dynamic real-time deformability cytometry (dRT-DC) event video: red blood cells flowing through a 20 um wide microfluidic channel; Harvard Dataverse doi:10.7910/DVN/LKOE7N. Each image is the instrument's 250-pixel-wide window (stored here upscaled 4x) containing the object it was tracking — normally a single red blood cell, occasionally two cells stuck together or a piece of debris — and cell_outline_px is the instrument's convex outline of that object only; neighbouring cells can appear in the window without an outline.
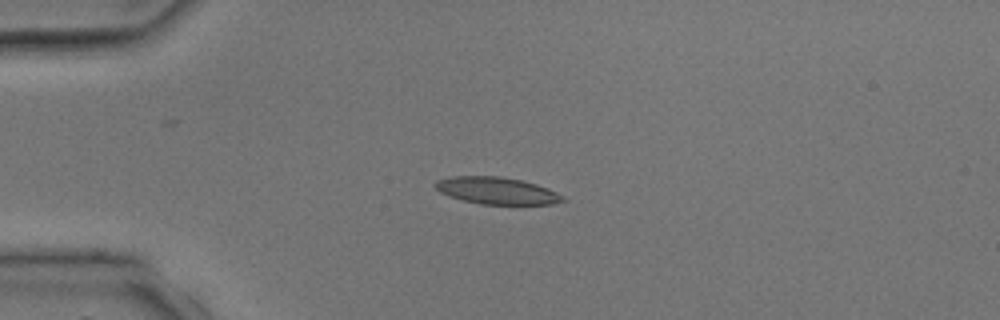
{"species": "common noctule bat (a hibernating species)", "species_latin": "Nyctalus noctula", "temperature_condition": "room temperature", "stored_images_in_passage": 3, "camera_frame_rate_fps": 3000, "um_per_image_px": 0.085, "animal": {"sex": "male", "body_mass_g": 17.9, "forearm_length_mm": 54.2}, "frame": {"image": 1, "passage_image": 2, "time_ms": 1.333, "image_size_px": [1000, 320], "cell_outline_px": [[568, 200], [552, 204], [480, 204], [448, 196], [440, 192], [432, 184], [436, 180], [448, 176], [500, 176], [520, 180], [536, 184], [548, 188], [564, 196]], "centroid_in_image_um": [42.21, 16.2], "position_along_channel_um": 42.8, "area_um2": 20.17}}